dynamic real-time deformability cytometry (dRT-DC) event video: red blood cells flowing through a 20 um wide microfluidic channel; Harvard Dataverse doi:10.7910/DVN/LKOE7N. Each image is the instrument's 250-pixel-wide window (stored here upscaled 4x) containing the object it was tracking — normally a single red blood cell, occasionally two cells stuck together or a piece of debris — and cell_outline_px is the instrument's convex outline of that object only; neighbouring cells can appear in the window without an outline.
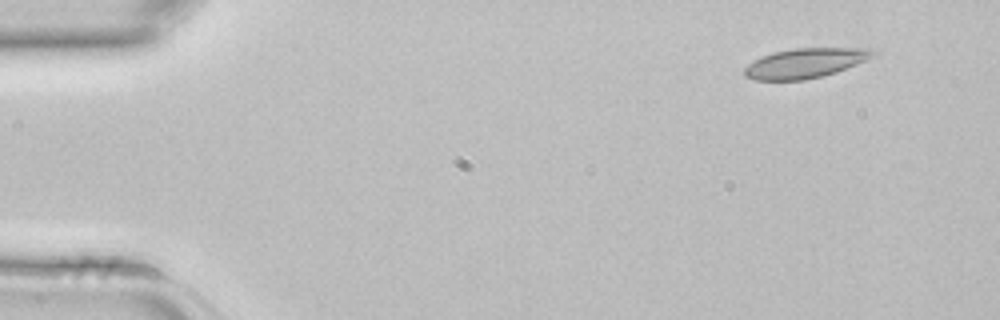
{"species": "common noctule bat (a hibernating species)", "species_latin": "Nyctalus noctula", "temperature_condition": "room temperature", "stored_images_in_passage": 3, "camera_frame_rate_fps": 3000, "um_per_image_px": 0.085, "animal": {"sex": "female", "body_mass_g": 22.7, "forearm_length_mm": 54.2}, "frame": {"image": 1, "passage_image": 1, "time_ms": 0.0, "image_size_px": [1000, 320], "cell_outline_px": [[880, 52], [876, 56], [836, 72], [824, 76], [804, 80], [752, 80], [744, 76], [744, 68], [748, 64], [772, 52], [792, 48], [876, 48]], "centroid_in_image_um": [68.5, 5.36], "position_along_channel_um": 16.5, "area_um2": 22.54}}
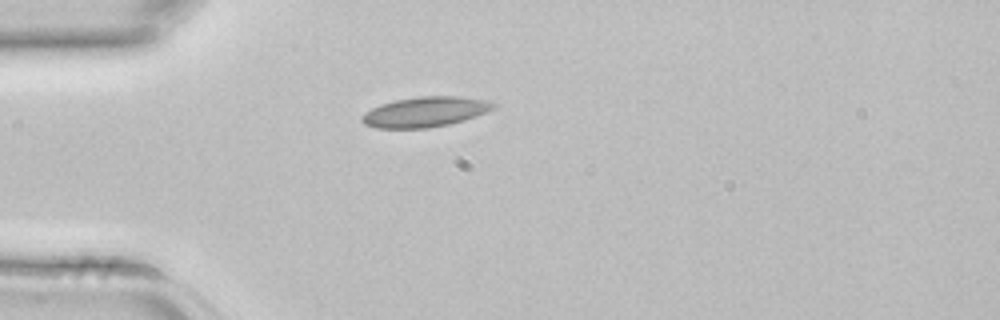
{"frame": {"image": 2, "passage_image": 3, "time_ms": 0.667, "image_size_px": [1000, 320], "cell_outline_px": [[496, 104], [492, 108], [484, 112], [464, 120], [448, 124], [428, 128], [376, 128], [364, 124], [360, 120], [360, 116], [364, 112], [380, 104], [396, 100], [420, 96], [456, 96], [488, 100]], "centroid_in_image_um": [36.07, 9.51], "position_along_channel_um": 48.9, "area_um2": 22.95}}